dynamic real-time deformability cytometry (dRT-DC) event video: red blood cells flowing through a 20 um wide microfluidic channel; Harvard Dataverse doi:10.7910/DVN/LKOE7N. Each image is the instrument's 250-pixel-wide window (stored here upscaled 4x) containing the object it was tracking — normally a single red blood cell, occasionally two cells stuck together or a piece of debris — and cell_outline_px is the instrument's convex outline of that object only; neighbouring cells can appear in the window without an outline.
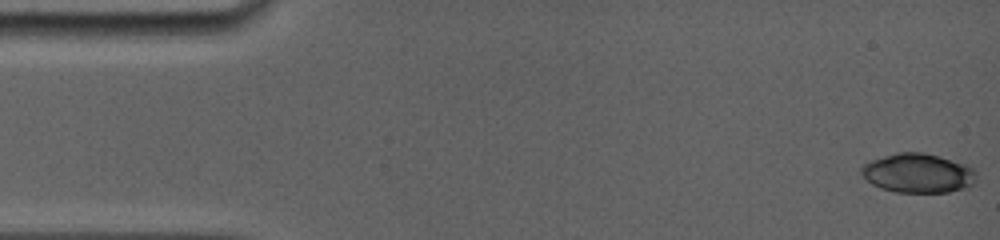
{"species": "common noctule bat (a hibernating species)", "species_latin": "Nyctalus noctula", "temperature_condition": "room temperature", "stored_images_in_passage": 16, "camera_frame_rate_fps": 5000, "um_per_image_px": 0.085, "animal": {"sex": "female", "body_mass_g": 19.0, "forearm_length_mm": 56.7}, "frame": {"image": 1, "passage_image": 1, "time_ms": 0.0, "image_size_px": [1000, 240], "cell_outline_px": [[976, 176], [972, 184], [968, 188], [948, 192], [896, 192], [880, 188], [872, 184], [860, 172], [860, 168], [864, 164], [872, 160], [896, 152], [924, 152], [940, 156], [968, 164], [976, 172]], "centroid_in_image_um": [78.05, 14.71], "position_along_channel_um": 6.9, "area_um2": 26.47}}
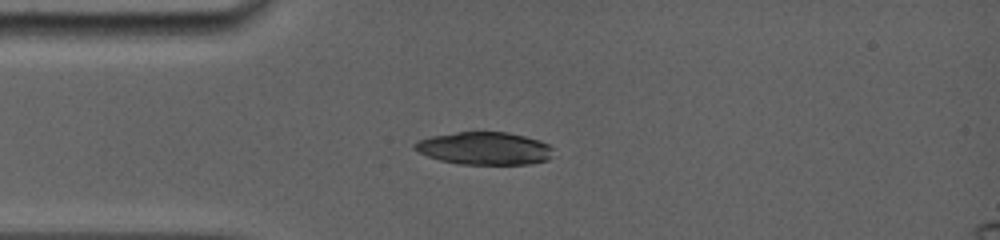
{"frame": {"image": 2, "passage_image": 14, "time_ms": 3.8, "image_size_px": [1000, 240], "cell_outline_px": [[552, 156], [548, 160], [528, 164], [456, 164], [440, 160], [428, 156], [412, 148], [412, 144], [420, 140], [432, 136], [456, 132], [508, 132], [540, 140], [548, 144], [552, 148]], "centroid_in_image_um": [41.19, 12.61], "position_along_channel_um": 43.8, "area_um2": 26.41}}